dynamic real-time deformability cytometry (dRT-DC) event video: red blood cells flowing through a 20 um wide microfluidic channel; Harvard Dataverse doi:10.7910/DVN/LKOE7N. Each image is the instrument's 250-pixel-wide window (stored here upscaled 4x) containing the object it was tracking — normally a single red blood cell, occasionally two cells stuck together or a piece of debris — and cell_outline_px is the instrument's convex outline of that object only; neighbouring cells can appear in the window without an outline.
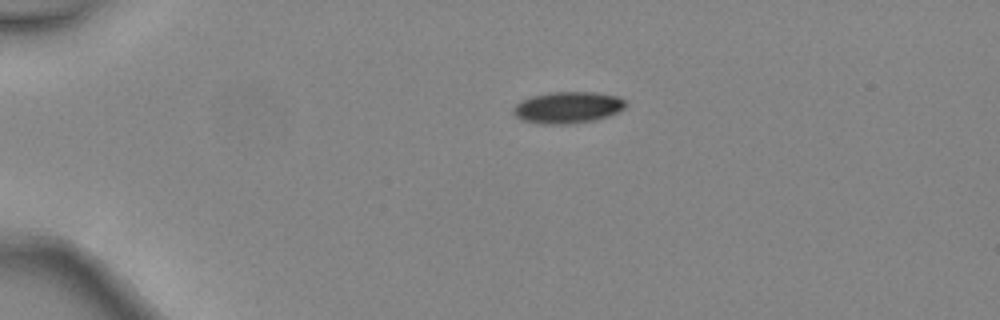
{"species": "common noctule bat (a hibernating species)", "species_latin": "Nyctalus noctula", "temperature_condition": "warm", "stored_images_in_passage": 2, "camera_frame_rate_fps": 3000, "um_per_image_px": 0.085, "animal": {"sex": "female", "body_mass_g": 24.6, "forearm_length_mm": 56.2}, "frame": {"image": 1, "passage_image": 1, "time_ms": 0.0, "image_size_px": [1000, 320], "cell_outline_px": [[628, 104], [624, 108], [608, 116], [596, 120], [568, 124], [536, 124], [520, 120], [512, 112], [512, 108], [520, 100], [532, 96], [552, 92], [596, 92], [616, 96], [624, 100]], "centroid_in_image_um": [48.22, 9.14], "position_along_channel_um": 36.8, "area_um2": 20.87}}